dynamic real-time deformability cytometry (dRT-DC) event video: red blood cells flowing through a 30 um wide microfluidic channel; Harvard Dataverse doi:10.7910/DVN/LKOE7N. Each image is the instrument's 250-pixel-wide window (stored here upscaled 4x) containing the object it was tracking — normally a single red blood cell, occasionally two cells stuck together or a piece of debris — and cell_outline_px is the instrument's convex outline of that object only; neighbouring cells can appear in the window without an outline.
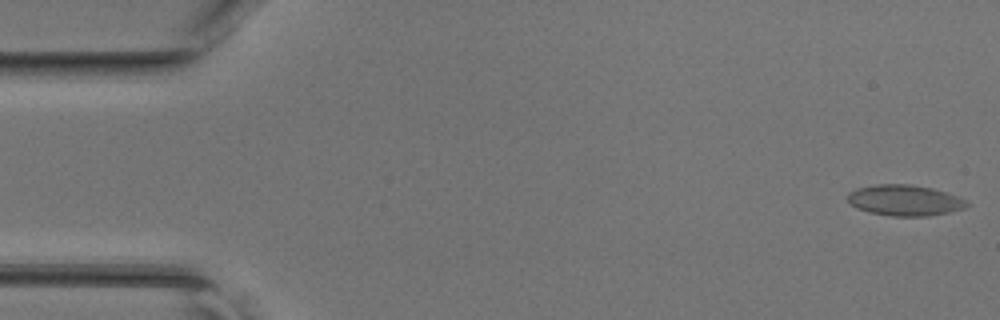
{"species": "common noctule bat (a hibernating species)", "species_latin": "Nyctalus noctula", "temperature_condition": "room temperature", "stored_images_in_passage": 46, "camera_frame_rate_fps": 3000, "um_per_image_px": 0.085, "animal": {"sex": "female", "body_mass_g": 17.0, "forearm_length_mm": 48.0}, "frame": {"image": 1, "passage_image": 1, "time_ms": 0.0, "image_size_px": [1000, 320], "cell_outline_px": [[972, 204], [964, 208], [948, 212], [928, 216], [892, 216], [868, 212], [856, 208], [848, 200], [848, 192], [856, 188], [876, 184], [908, 184], [932, 188], [956, 196]], "centroid_in_image_um": [76.87, 17.03], "position_along_channel_um": 8.1, "area_um2": 21.33}}
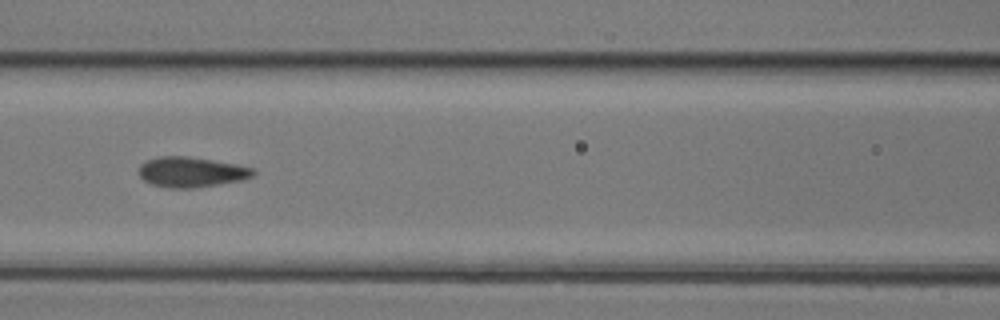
{"frame": {"image": 2, "passage_image": 20, "time_ms": 6.333, "image_size_px": [1000, 320], "cell_outline_px": [[256, 172], [252, 176], [244, 180], [192, 188], [168, 188], [152, 184], [144, 180], [140, 176], [140, 164], [148, 160], [160, 156], [184, 156], [212, 160], [236, 164], [252, 168]], "centroid_in_image_um": [16.27, 14.63], "position_along_channel_um": 150.3, "area_um2": 19.94}}
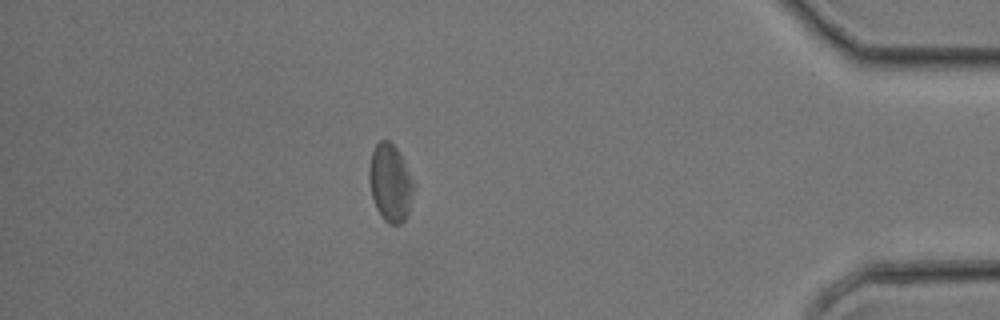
{"frame": {"image": 3, "passage_image": 40, "time_ms": 13.0, "image_size_px": [1000, 320], "cell_outline_px": [[412, 192], [408, 212], [404, 220], [400, 224], [392, 224], [384, 220], [376, 208], [372, 196], [368, 176], [368, 172], [372, 152], [376, 144], [380, 140], [388, 140], [400, 152], [412, 180]], "centroid_in_image_um": [33.14, 15.52], "position_along_channel_um": 402.1, "area_um2": 19.65}}